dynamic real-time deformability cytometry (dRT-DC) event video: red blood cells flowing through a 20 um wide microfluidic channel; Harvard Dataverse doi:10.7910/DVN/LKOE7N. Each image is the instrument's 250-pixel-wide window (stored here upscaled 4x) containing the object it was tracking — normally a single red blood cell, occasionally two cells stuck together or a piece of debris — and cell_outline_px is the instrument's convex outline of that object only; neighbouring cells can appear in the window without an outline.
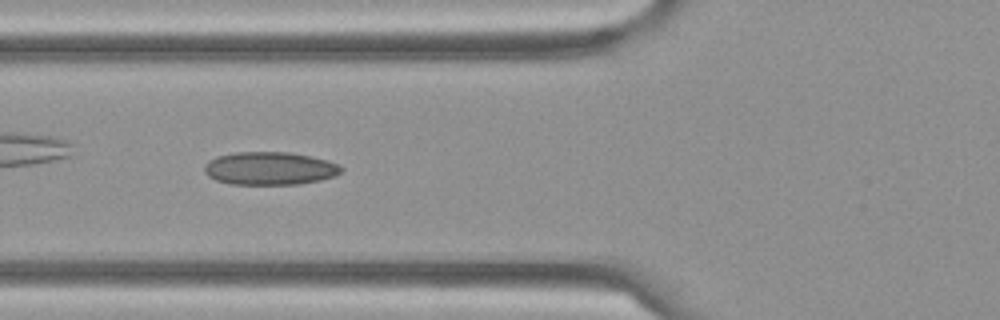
{"species": "Egyptian fruit bat (a non-hibernating species)", "species_latin": "Rousettus aegyptiacus", "temperature_condition": "cold", "stored_images_in_passage": 35, "camera_frame_rate_fps": 3000, "um_per_image_px": 0.085, "frame": {"image": 1, "passage_image": 5, "time_ms": 1.333, "image_size_px": [1000, 320], "cell_outline_px": [[344, 168], [336, 176], [320, 180], [300, 184], [232, 184], [216, 180], [208, 176], [204, 172], [204, 164], [208, 160], [216, 156], [236, 152], [288, 152], [328, 160]], "centroid_in_image_um": [22.9, 14.31], "position_along_channel_um": 102.9, "area_um2": 26.36}}
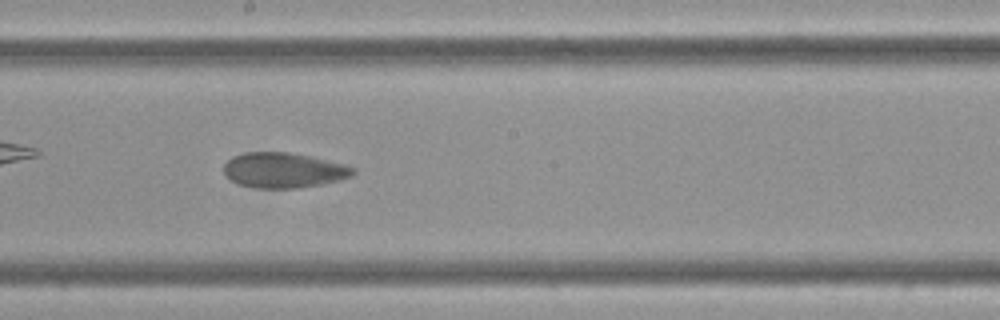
{"frame": {"image": 2, "passage_image": 16, "time_ms": 5.0, "image_size_px": [1000, 320], "cell_outline_px": [[356, 172], [352, 176], [340, 180], [300, 188], [256, 188], [240, 184], [232, 180], [224, 172], [224, 164], [232, 156], [248, 152], [288, 152], [312, 156], [344, 164], [356, 168]], "centroid_in_image_um": [24.15, 14.46], "position_along_channel_um": 224.1, "area_um2": 26.53}}
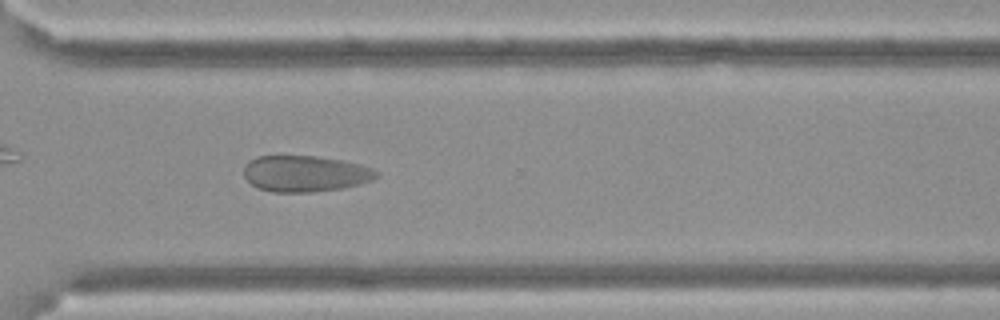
{"frame": {"image": 3, "passage_image": 27, "time_ms": 8.667, "image_size_px": [1000, 320], "cell_outline_px": [[380, 172], [372, 180], [360, 184], [344, 188], [312, 192], [272, 192], [256, 188], [244, 176], [244, 164], [248, 160], [256, 156], [316, 156], [340, 160], [360, 164], [372, 168]], "centroid_in_image_um": [25.92, 14.76], "position_along_channel_um": 344.7, "area_um2": 28.15}, "authors_computed_cell_mechanics": {"area_um2": 26.877, "velocity_mm_per_s": 3.2907, "shape_relaxation_time_tau1_ms": 4.9484, "shape_relaxation_time_tau2_ms": 4.1775, "deformation_change_tau1": 0.0628, "deformation_change_tau2": 0.0584}}